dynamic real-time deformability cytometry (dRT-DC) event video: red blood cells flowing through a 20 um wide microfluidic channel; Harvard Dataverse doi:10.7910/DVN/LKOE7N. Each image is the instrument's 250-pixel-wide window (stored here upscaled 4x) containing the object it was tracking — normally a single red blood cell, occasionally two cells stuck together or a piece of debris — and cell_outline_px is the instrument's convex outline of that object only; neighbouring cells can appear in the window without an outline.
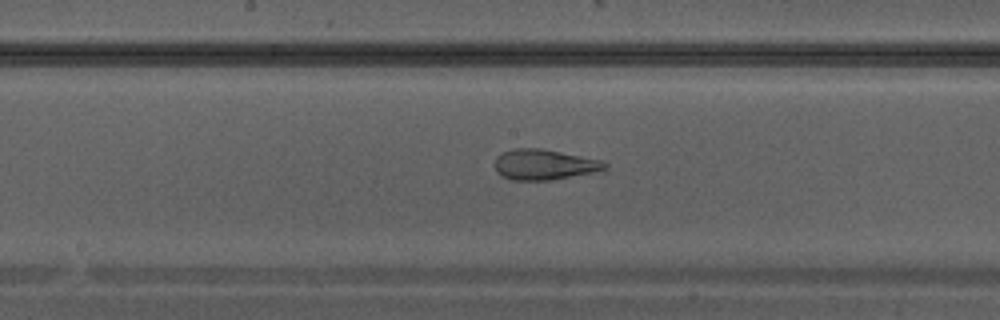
{"species": "Egyptian fruit bat (a non-hibernating species)", "species_latin": "Rousettus aegyptiacus", "temperature_condition": "warm", "stored_images_in_passage": 25, "camera_frame_rate_fps": 3000, "um_per_image_px": 0.085, "animal": {"sex": "male"}, "frame": {"image": 1, "passage_image": 8, "time_ms": 2.333, "image_size_px": [1000, 320], "cell_outline_px": [[608, 168], [592, 172], [548, 180], [512, 180], [496, 172], [492, 164], [496, 156], [512, 148], [540, 148], [604, 160], [608, 164]], "centroid_in_image_um": [46.22, 13.97], "position_along_channel_um": 202.0, "area_um2": 19.59}}
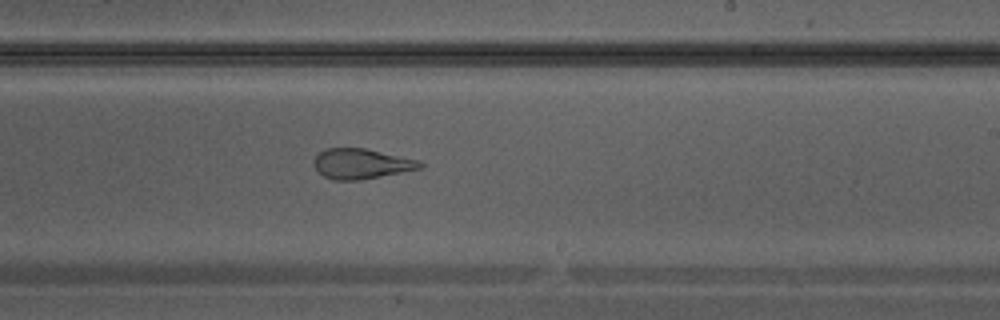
{"frame": {"image": 2, "passage_image": 11, "time_ms": 3.333, "image_size_px": [1000, 320], "cell_outline_px": [[424, 164], [420, 168], [360, 180], [336, 180], [324, 176], [312, 164], [312, 160], [320, 152], [328, 148], [364, 148], [420, 160]], "centroid_in_image_um": [30.69, 13.91], "position_along_channel_um": 258.3, "area_um2": 18.44}}